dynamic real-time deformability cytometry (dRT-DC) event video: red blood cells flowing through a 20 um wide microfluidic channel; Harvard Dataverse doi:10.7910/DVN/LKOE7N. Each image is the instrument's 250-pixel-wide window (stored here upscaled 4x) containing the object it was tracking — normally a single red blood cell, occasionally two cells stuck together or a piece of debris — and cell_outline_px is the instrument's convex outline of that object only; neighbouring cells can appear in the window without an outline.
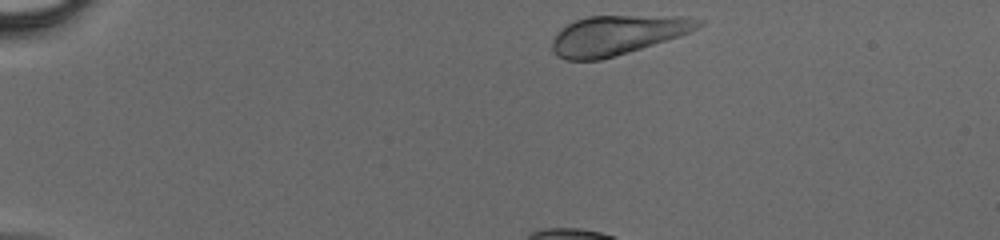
{"species": "human", "species_latin": "Homo sapiens", "temperature_condition": "cold", "stored_images_in_passage": 17, "camera_frame_rate_fps": 3000, "um_per_image_px": 0.085, "donor": {"sex": "male"}, "frame": {"image": 1, "passage_image": 1, "time_ms": 0.0, "image_size_px": [1000, 240], "cell_outline_px": [[704, 24], [680, 36], [628, 52], [600, 60], [564, 60], [556, 56], [552, 52], [552, 40], [568, 24], [576, 20], [588, 16], [680, 16], [704, 20]], "centroid_in_image_um": [52.46, 2.99], "position_along_channel_um": 32.5, "area_um2": 33.29}}